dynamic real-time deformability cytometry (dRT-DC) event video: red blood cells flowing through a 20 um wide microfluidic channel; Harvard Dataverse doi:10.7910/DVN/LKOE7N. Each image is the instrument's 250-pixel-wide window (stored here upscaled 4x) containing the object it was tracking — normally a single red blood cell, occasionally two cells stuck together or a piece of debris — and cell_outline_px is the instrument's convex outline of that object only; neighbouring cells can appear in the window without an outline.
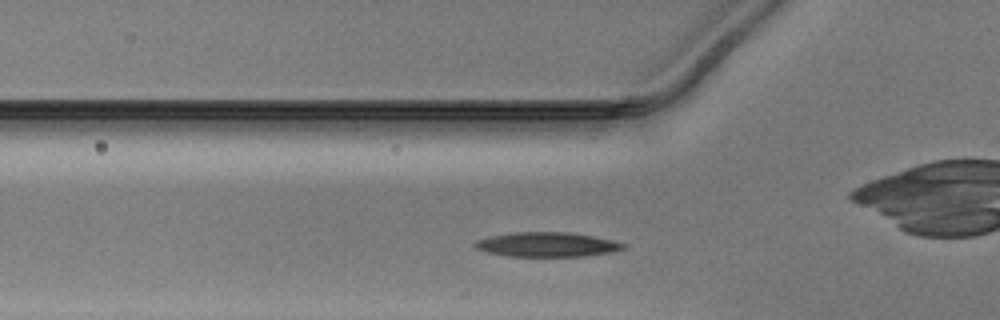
{"species": "Egyptian fruit bat (a non-hibernating species)", "species_latin": "Rousettus aegyptiacus", "temperature_condition": "warm", "stored_images_in_passage": 34, "camera_frame_rate_fps": 3000, "um_per_image_px": 0.085, "animal": {"sex": "male"}, "frame": {"image": 1, "passage_image": 10, "time_ms": 3.0, "image_size_px": [1000, 320], "cell_outline_px": [[628, 248], [608, 252], [584, 256], [508, 256], [484, 252], [476, 248], [472, 244], [476, 240], [488, 236], [516, 232], [568, 232], [592, 236], [612, 240], [628, 244]], "centroid_in_image_um": [46.47, 20.78], "position_along_channel_um": 79.3, "area_um2": 21.27}}
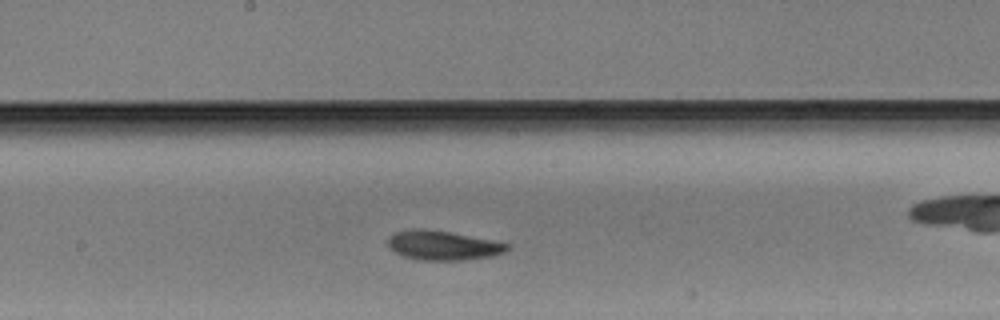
{"frame": {"image": 2, "passage_image": 20, "time_ms": 6.333, "image_size_px": [1000, 320], "cell_outline_px": [[508, 248], [504, 252], [492, 256], [464, 260], [420, 260], [404, 256], [388, 248], [388, 236], [396, 232], [412, 228], [424, 228], [448, 232], [508, 244]], "centroid_in_image_um": [37.57, 20.86], "position_along_channel_um": 210.6, "area_um2": 20.11}}
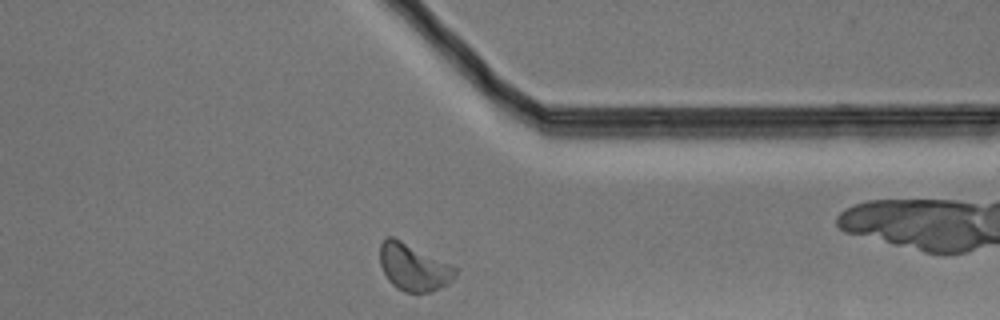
{"frame": {"image": 3, "passage_image": 33, "time_ms": 10.667, "image_size_px": [1000, 320], "cell_outline_px": [[460, 268], [456, 276], [452, 280], [440, 288], [432, 292], [416, 296], [404, 292], [396, 288], [388, 280], [380, 264], [380, 244], [388, 236], [392, 236], [452, 264]], "centroid_in_image_um": [35.19, 22.76], "position_along_channel_um": 376.2, "area_um2": 21.21}}